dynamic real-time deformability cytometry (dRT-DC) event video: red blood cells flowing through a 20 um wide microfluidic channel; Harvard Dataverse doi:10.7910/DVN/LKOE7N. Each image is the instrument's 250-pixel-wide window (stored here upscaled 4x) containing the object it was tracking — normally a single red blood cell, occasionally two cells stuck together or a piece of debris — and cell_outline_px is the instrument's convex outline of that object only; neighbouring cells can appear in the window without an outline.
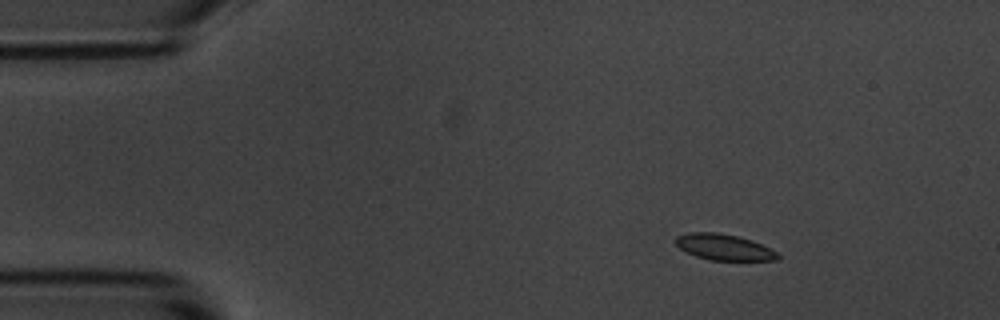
{"species": "common noctule bat (a hibernating species)", "species_latin": "Nyctalus noctula", "temperature_condition": "room temperature", "stored_images_in_passage": 5, "camera_frame_rate_fps": 3000, "um_per_image_px": 0.085, "animal": {"sex": "male", "body_mass_g": 20.1, "forearm_length_mm": 53.5}, "frame": {"image": 1, "passage_image": 2, "time_ms": 1.333, "image_size_px": [1000, 320], "cell_outline_px": [[780, 256], [776, 260], [708, 260], [696, 256], [680, 248], [676, 244], [676, 236], [688, 232], [716, 232], [736, 236], [752, 240], [776, 252]], "centroid_in_image_um": [61.51, 21.0], "position_along_channel_um": 23.5, "area_um2": 15.26}}
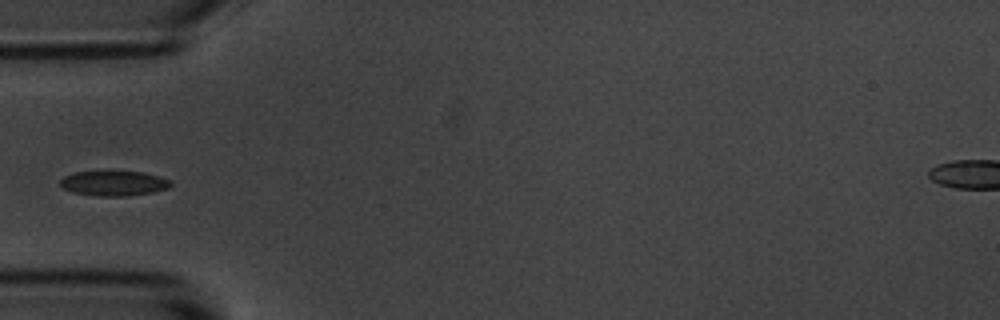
{"frame": {"image": 2, "passage_image": 5, "time_ms": 4.667, "image_size_px": [1000, 320], "cell_outline_px": [[172, 184], [168, 188], [152, 192], [128, 196], [96, 196], [72, 192], [64, 188], [60, 184], [60, 180], [64, 176], [72, 172], [144, 172], [160, 176], [172, 180]], "centroid_in_image_um": [9.69, 15.58], "position_along_channel_um": 75.3, "area_um2": 16.07}}